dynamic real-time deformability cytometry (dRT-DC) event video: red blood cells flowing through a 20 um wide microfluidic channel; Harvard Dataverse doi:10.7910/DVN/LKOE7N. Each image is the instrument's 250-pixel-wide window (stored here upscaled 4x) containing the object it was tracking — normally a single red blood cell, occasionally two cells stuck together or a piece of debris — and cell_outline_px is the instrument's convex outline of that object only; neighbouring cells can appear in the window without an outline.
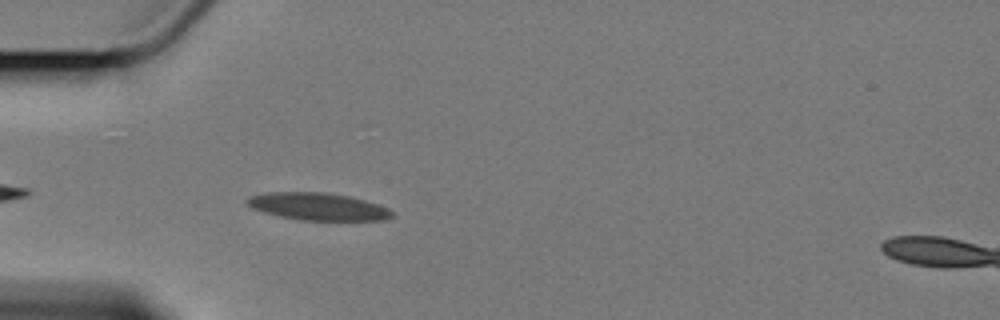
{"species": "Egyptian fruit bat (a non-hibernating species)", "species_latin": "Rousettus aegyptiacus", "temperature_condition": "cold", "stored_images_in_passage": 26, "camera_frame_rate_fps": 3000, "um_per_image_px": 0.085, "animal": {"sex": "female"}, "frame": {"image": 1, "passage_image": 4, "time_ms": 1.0, "image_size_px": [1000, 320], "cell_outline_px": [[396, 216], [384, 220], [300, 220], [280, 216], [264, 212], [252, 208], [244, 204], [244, 200], [248, 196], [268, 192], [324, 192], [348, 196], [364, 200], [388, 208]], "centroid_in_image_um": [26.98, 17.55], "position_along_channel_um": 58.0, "area_um2": 23.18}}
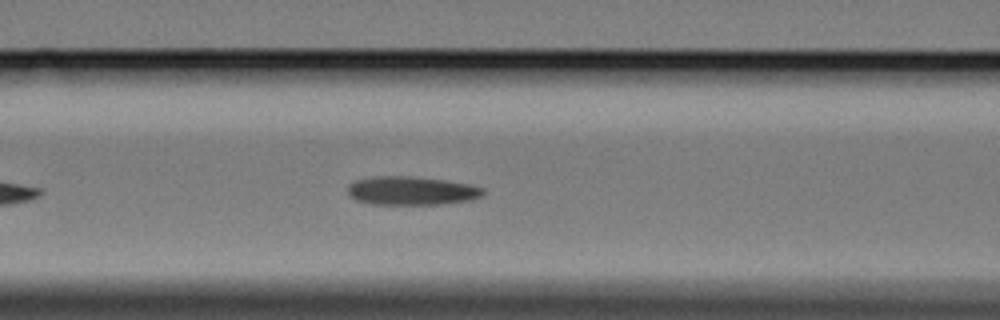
{"frame": {"image": 2, "passage_image": 11, "time_ms": 3.333, "image_size_px": [1000, 320], "cell_outline_px": [[484, 196], [472, 200], [440, 204], [372, 204], [356, 200], [348, 196], [348, 184], [356, 180], [376, 176], [408, 176], [444, 180], [468, 184], [484, 188]], "centroid_in_image_um": [34.98, 16.22], "position_along_channel_um": 131.6, "area_um2": 22.6}}
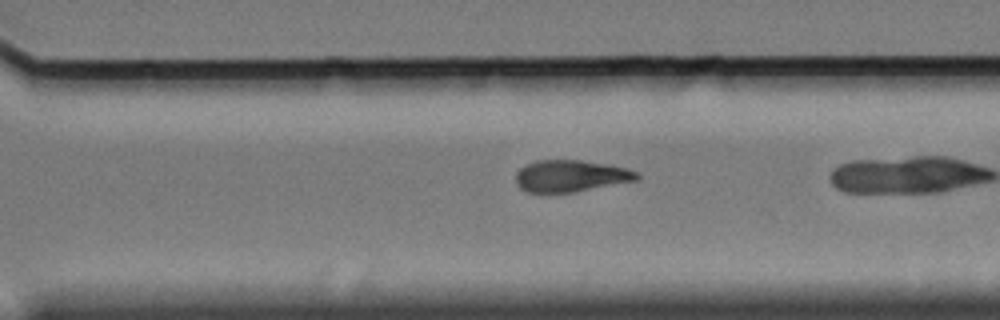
{"frame": {"image": 3, "passage_image": 22, "time_ms": 7.0, "image_size_px": [1000, 320], "cell_outline_px": [[640, 176], [636, 180], [576, 192], [528, 192], [520, 188], [516, 180], [516, 172], [520, 168], [536, 160], [580, 160], [608, 164], [624, 168], [636, 172]], "centroid_in_image_um": [48.49, 14.95], "position_along_channel_um": 322.1, "area_um2": 22.2}}